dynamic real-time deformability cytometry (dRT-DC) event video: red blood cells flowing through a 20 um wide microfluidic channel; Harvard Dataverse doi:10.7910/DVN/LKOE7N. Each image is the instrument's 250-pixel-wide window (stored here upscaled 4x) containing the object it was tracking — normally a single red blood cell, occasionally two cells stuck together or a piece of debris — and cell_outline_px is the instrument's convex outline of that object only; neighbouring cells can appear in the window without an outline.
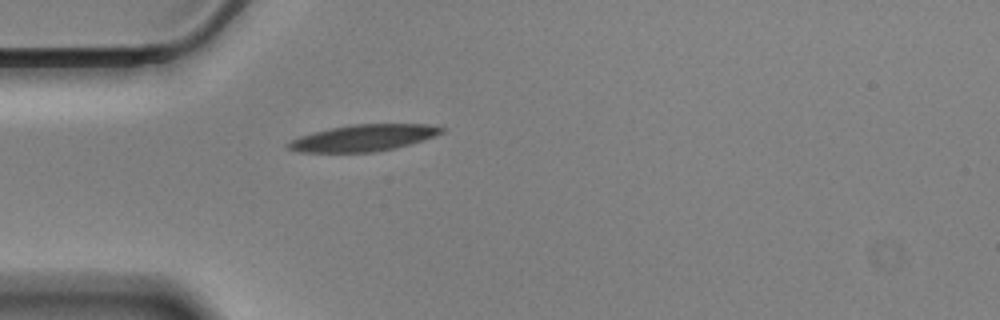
{"species": "Egyptian fruit bat (a non-hibernating species)", "species_latin": "Rousettus aegyptiacus", "temperature_condition": "cold", "stored_images_in_passage": 43, "camera_frame_rate_fps": 3000, "um_per_image_px": 0.085, "animal": {"sex": "male"}, "frame": {"image": 1, "passage_image": 1, "time_ms": 0.0, "image_size_px": [1000, 320], "cell_outline_px": [[444, 132], [396, 148], [372, 152], [296, 152], [288, 148], [284, 144], [300, 136], [312, 132], [352, 124], [428, 124], [444, 128]], "centroid_in_image_um": [30.83, 11.72], "position_along_channel_um": 54.2, "area_um2": 23.47}}
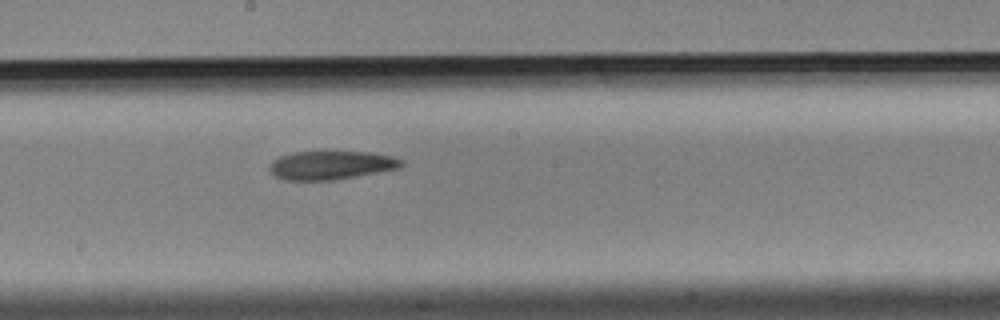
{"frame": {"image": 2, "passage_image": 16, "time_ms": 5.0, "image_size_px": [1000, 320], "cell_outline_px": [[404, 164], [400, 168], [332, 180], [284, 180], [272, 176], [268, 168], [272, 160], [280, 156], [292, 152], [372, 152], [392, 156], [404, 160]], "centroid_in_image_um": [28.11, 14.04], "position_along_channel_um": 220.1, "area_um2": 22.08}}
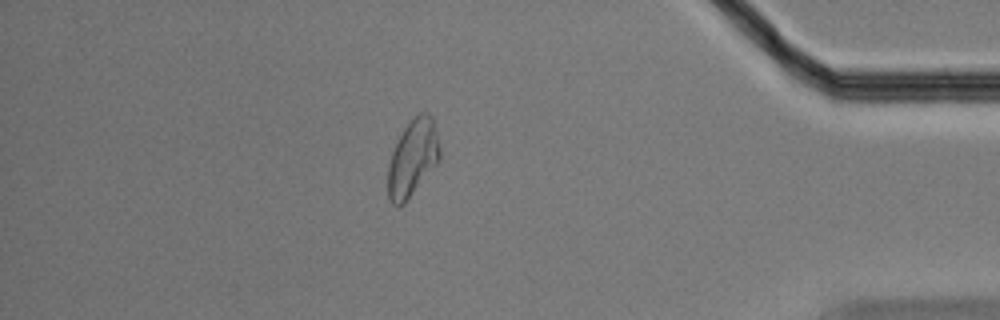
{"frame": {"image": 3, "passage_image": 35, "time_ms": 11.333, "image_size_px": [1000, 320], "cell_outline_px": [[440, 160], [404, 204], [392, 204], [388, 200], [388, 164], [392, 152], [404, 128], [420, 112], [428, 112], [432, 116], [440, 144]], "centroid_in_image_um": [35.09, 13.43], "position_along_channel_um": 400.1, "area_um2": 23.0}, "authors_computed_cell_mechanics": {"area_um2": 23.0044, "velocity_mm_per_s": 3.4396, "shape_relaxation_time_tau1_ms": 7.9248, "shape_relaxation_time_tau2_ms": 7.9753, "deformation_change_tau1": 0.183, "deformation_change_tau2": 0.1699}}